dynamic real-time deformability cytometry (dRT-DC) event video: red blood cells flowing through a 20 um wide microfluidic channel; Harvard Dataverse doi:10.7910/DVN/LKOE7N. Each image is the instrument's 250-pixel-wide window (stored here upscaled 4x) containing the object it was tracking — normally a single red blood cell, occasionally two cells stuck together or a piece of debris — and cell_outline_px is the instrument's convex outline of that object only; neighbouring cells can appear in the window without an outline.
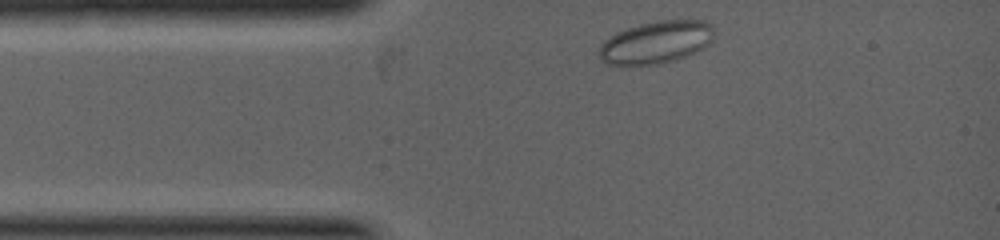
{"species": "common noctule bat (a hibernating species)", "species_latin": "Nyctalus noctula", "temperature_condition": "warm", "stored_images_in_passage": 3, "camera_frame_rate_fps": 5000, "um_per_image_px": 0.085, "animal": {"sex": "female", "body_mass_g": 19.0, "forearm_length_mm": 53.3}, "frame": {"image": 1, "passage_image": 1, "time_ms": 0.0, "image_size_px": [1000, 240], "cell_outline_px": [[716, 32], [712, 40], [708, 44], [684, 56], [660, 64], [608, 64], [596, 52], [600, 44], [604, 40], [616, 32], [640, 24], [660, 20], [704, 20], [712, 24]], "centroid_in_image_um": [55.77, 3.56], "position_along_channel_um": 29.2, "area_um2": 28.21}}
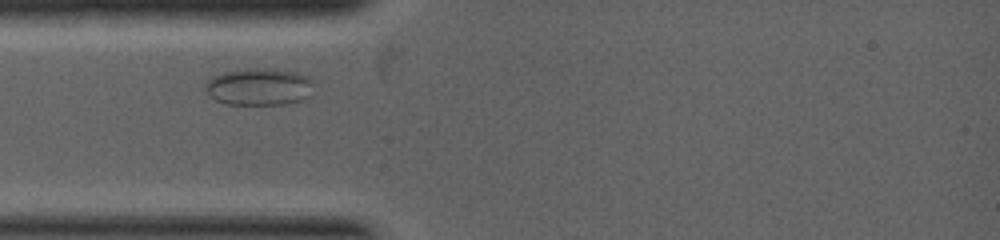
{"frame": {"image": 2, "passage_image": 2, "time_ms": 0.8, "image_size_px": [1000, 240], "cell_outline_px": [[316, 80], [312, 96], [300, 100], [284, 104], [224, 104], [216, 100], [204, 92], [204, 84], [212, 76], [224, 72], [248, 68], [276, 68], [296, 72], [308, 76]], "centroid_in_image_um": [22.07, 7.36], "position_along_channel_um": 62.9, "area_um2": 24.16}}
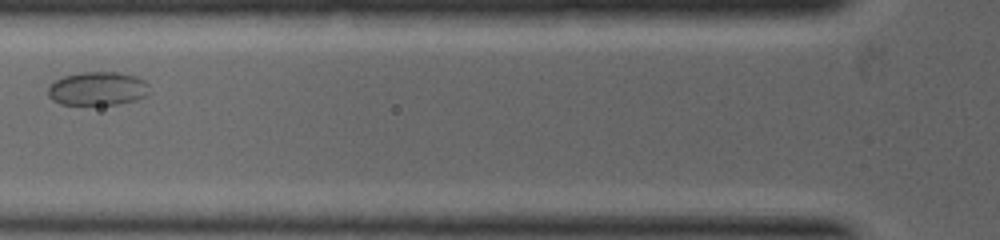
{"frame": {"image": 3, "passage_image": 3, "time_ms": 1.6, "image_size_px": [1000, 240], "cell_outline_px": [[148, 96], [136, 100], [120, 104], [60, 104], [52, 100], [48, 96], [48, 88], [56, 80], [64, 76], [76, 72], [120, 72], [136, 76], [144, 80], [148, 84]], "centroid_in_image_um": [8.32, 7.53], "position_along_channel_um": 117.5, "area_um2": 20.0}}